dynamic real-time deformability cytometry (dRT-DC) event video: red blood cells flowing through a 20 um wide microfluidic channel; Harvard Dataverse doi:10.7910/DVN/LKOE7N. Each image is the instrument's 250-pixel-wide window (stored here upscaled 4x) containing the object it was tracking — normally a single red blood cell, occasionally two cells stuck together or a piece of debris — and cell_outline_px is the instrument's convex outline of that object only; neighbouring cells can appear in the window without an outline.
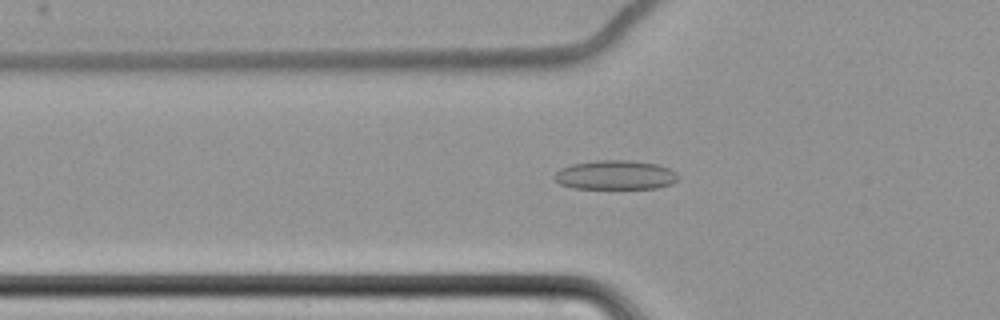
{"species": "common noctule bat (a hibernating species)", "species_latin": "Nyctalus noctula", "temperature_condition": "cold", "stored_images_in_passage": 59, "camera_frame_rate_fps": 3000, "um_per_image_px": 0.085, "animal": {"sex": "female", "body_mass_g": 22.7, "forearm_length_mm": 54.2}, "frame": {"image": 1, "passage_image": 20, "time_ms": 6.333, "image_size_px": [1000, 320], "cell_outline_px": [[680, 176], [672, 184], [656, 188], [572, 188], [560, 184], [552, 176], [560, 168], [572, 164], [596, 160], [632, 160], [656, 164], [668, 168], [676, 172]], "centroid_in_image_um": [52.3, 14.87], "position_along_channel_um": 73.5, "area_um2": 21.15}}
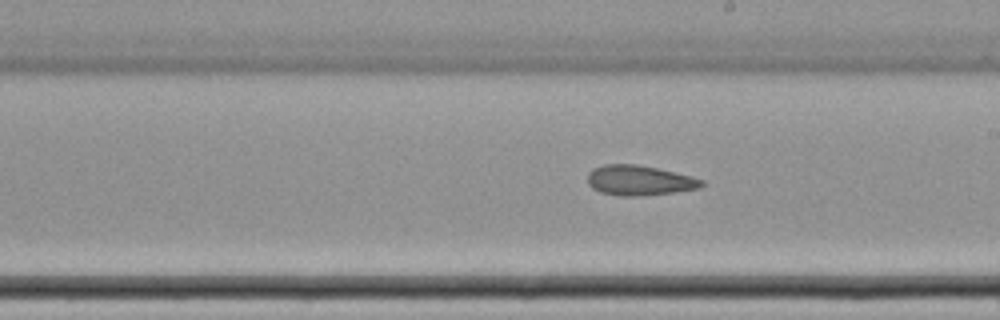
{"frame": {"image": 2, "passage_image": 34, "time_ms": 11.0, "image_size_px": [1000, 320], "cell_outline_px": [[704, 184], [700, 188], [672, 192], [636, 196], [620, 196], [600, 192], [592, 188], [588, 184], [588, 172], [592, 168], [604, 164], [636, 164], [676, 172], [704, 180]], "centroid_in_image_um": [54.31, 15.32], "position_along_channel_um": 234.7, "area_um2": 19.94}}
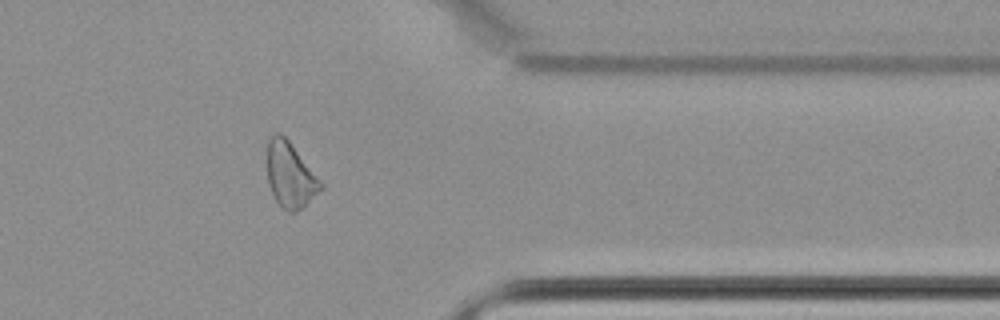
{"frame": {"image": 3, "passage_image": 48, "time_ms": 15.667, "image_size_px": [1000, 320], "cell_outline_px": [[324, 188], [296, 212], [288, 212], [276, 200], [268, 184], [268, 140], [276, 132], [280, 132], [288, 140], [324, 184]], "centroid_in_image_um": [24.68, 14.88], "position_along_channel_um": 386.7, "area_um2": 20.0}, "authors_computed_cell_mechanics": {"area_um2": 21.097, "velocity_mm_per_s": 3.4846, "shape_relaxation_time_tau1_ms": null, "shape_relaxation_time_tau2_ms": 2.9498, "deformation_change_tau1": null, "deformation_change_tau2": 0.0988}}